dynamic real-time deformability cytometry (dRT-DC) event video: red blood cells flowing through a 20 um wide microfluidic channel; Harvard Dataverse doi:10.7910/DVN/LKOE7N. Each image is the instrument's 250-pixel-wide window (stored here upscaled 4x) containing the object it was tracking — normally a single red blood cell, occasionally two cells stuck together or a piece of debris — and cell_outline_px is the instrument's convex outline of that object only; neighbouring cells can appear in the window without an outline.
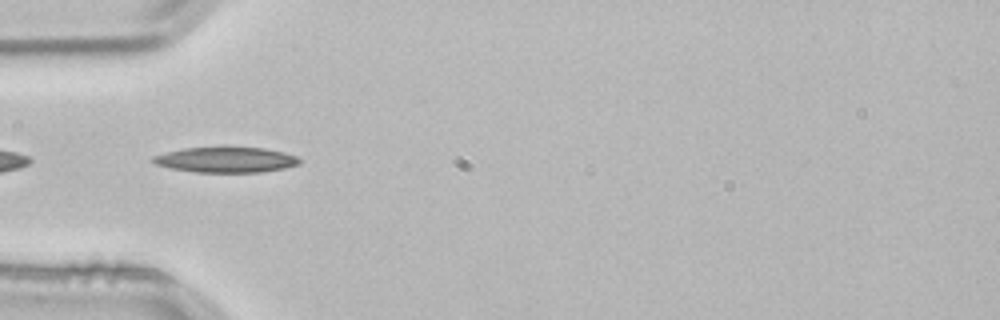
{"species": "common noctule bat (a hibernating species)", "species_latin": "Nyctalus noctula", "temperature_condition": "room temperature", "stored_images_in_passage": 1, "camera_frame_rate_fps": 3000, "um_per_image_px": 0.085, "animal": {"sex": "male", "body_mass_g": 21.5, "forearm_length_mm": 52.0}, "frame": {"image": 1, "passage_image": 1, "time_ms": 0.0, "image_size_px": [1000, 320], "cell_outline_px": [[300, 164], [284, 168], [260, 172], [196, 172], [172, 168], [156, 164], [152, 160], [152, 156], [184, 148], [224, 144], [264, 148], [284, 152], [296, 156], [300, 160]], "centroid_in_image_um": [19.22, 13.53], "position_along_channel_um": 65.8, "area_um2": 22.43}}